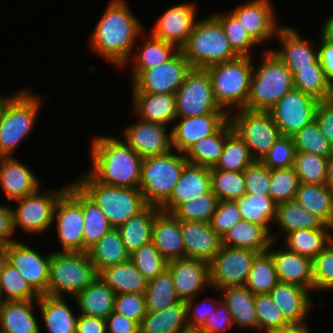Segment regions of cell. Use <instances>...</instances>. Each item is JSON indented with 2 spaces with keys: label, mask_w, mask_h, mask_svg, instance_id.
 I'll return each instance as SVG.
<instances>
[{
  "label": "cell",
  "mask_w": 333,
  "mask_h": 333,
  "mask_svg": "<svg viewBox=\"0 0 333 333\" xmlns=\"http://www.w3.org/2000/svg\"><path fill=\"white\" fill-rule=\"evenodd\" d=\"M125 0H112L91 34V47L115 66L125 67L142 35V25ZM129 58V59H128Z\"/></svg>",
  "instance_id": "6da1fadb"
},
{
  "label": "cell",
  "mask_w": 333,
  "mask_h": 333,
  "mask_svg": "<svg viewBox=\"0 0 333 333\" xmlns=\"http://www.w3.org/2000/svg\"><path fill=\"white\" fill-rule=\"evenodd\" d=\"M92 171L98 181L111 186L139 188L143 158L126 142L98 136L91 142Z\"/></svg>",
  "instance_id": "7a4b0ae2"
},
{
  "label": "cell",
  "mask_w": 333,
  "mask_h": 333,
  "mask_svg": "<svg viewBox=\"0 0 333 333\" xmlns=\"http://www.w3.org/2000/svg\"><path fill=\"white\" fill-rule=\"evenodd\" d=\"M103 211L113 228H118L148 205L139 188L111 186L84 173L74 182Z\"/></svg>",
  "instance_id": "3957f363"
},
{
  "label": "cell",
  "mask_w": 333,
  "mask_h": 333,
  "mask_svg": "<svg viewBox=\"0 0 333 333\" xmlns=\"http://www.w3.org/2000/svg\"><path fill=\"white\" fill-rule=\"evenodd\" d=\"M180 51L192 68L206 69L239 57L231 47L220 21L214 15L195 22Z\"/></svg>",
  "instance_id": "277c9868"
},
{
  "label": "cell",
  "mask_w": 333,
  "mask_h": 333,
  "mask_svg": "<svg viewBox=\"0 0 333 333\" xmlns=\"http://www.w3.org/2000/svg\"><path fill=\"white\" fill-rule=\"evenodd\" d=\"M259 67L253 66L250 92L244 109L269 111L287 92L294 88L292 73L270 49Z\"/></svg>",
  "instance_id": "5b68a950"
},
{
  "label": "cell",
  "mask_w": 333,
  "mask_h": 333,
  "mask_svg": "<svg viewBox=\"0 0 333 333\" xmlns=\"http://www.w3.org/2000/svg\"><path fill=\"white\" fill-rule=\"evenodd\" d=\"M98 273L88 252H53L49 264L47 294L73 297L83 291Z\"/></svg>",
  "instance_id": "8992f818"
},
{
  "label": "cell",
  "mask_w": 333,
  "mask_h": 333,
  "mask_svg": "<svg viewBox=\"0 0 333 333\" xmlns=\"http://www.w3.org/2000/svg\"><path fill=\"white\" fill-rule=\"evenodd\" d=\"M216 103L221 109H243L250 92L253 63L249 56L219 63L206 68ZM235 106V107H234Z\"/></svg>",
  "instance_id": "52a82bcc"
},
{
  "label": "cell",
  "mask_w": 333,
  "mask_h": 333,
  "mask_svg": "<svg viewBox=\"0 0 333 333\" xmlns=\"http://www.w3.org/2000/svg\"><path fill=\"white\" fill-rule=\"evenodd\" d=\"M187 163L184 153L172 150L143 159L139 189L147 205L160 208L169 199Z\"/></svg>",
  "instance_id": "ba28073f"
},
{
  "label": "cell",
  "mask_w": 333,
  "mask_h": 333,
  "mask_svg": "<svg viewBox=\"0 0 333 333\" xmlns=\"http://www.w3.org/2000/svg\"><path fill=\"white\" fill-rule=\"evenodd\" d=\"M40 99L24 90L16 93L6 105L0 118V157L12 156L14 149L31 133L41 105Z\"/></svg>",
  "instance_id": "9c48e42d"
},
{
  "label": "cell",
  "mask_w": 333,
  "mask_h": 333,
  "mask_svg": "<svg viewBox=\"0 0 333 333\" xmlns=\"http://www.w3.org/2000/svg\"><path fill=\"white\" fill-rule=\"evenodd\" d=\"M229 116L233 130L250 149L255 160L261 161L275 142L282 136L269 111L239 109Z\"/></svg>",
  "instance_id": "30bf717a"
},
{
  "label": "cell",
  "mask_w": 333,
  "mask_h": 333,
  "mask_svg": "<svg viewBox=\"0 0 333 333\" xmlns=\"http://www.w3.org/2000/svg\"><path fill=\"white\" fill-rule=\"evenodd\" d=\"M175 100L177 117L228 113L216 103L210 75L202 68H191L175 93Z\"/></svg>",
  "instance_id": "8fae6325"
},
{
  "label": "cell",
  "mask_w": 333,
  "mask_h": 333,
  "mask_svg": "<svg viewBox=\"0 0 333 333\" xmlns=\"http://www.w3.org/2000/svg\"><path fill=\"white\" fill-rule=\"evenodd\" d=\"M67 187L48 194L40 193L39 189L28 196L14 200L18 207L12 208L13 229L18 227L27 233L40 234L47 231L53 223L54 207Z\"/></svg>",
  "instance_id": "7c38bea8"
},
{
  "label": "cell",
  "mask_w": 333,
  "mask_h": 333,
  "mask_svg": "<svg viewBox=\"0 0 333 333\" xmlns=\"http://www.w3.org/2000/svg\"><path fill=\"white\" fill-rule=\"evenodd\" d=\"M257 251L222 245L210 262L211 287L219 291L228 287L243 286Z\"/></svg>",
  "instance_id": "4fadbf2b"
},
{
  "label": "cell",
  "mask_w": 333,
  "mask_h": 333,
  "mask_svg": "<svg viewBox=\"0 0 333 333\" xmlns=\"http://www.w3.org/2000/svg\"><path fill=\"white\" fill-rule=\"evenodd\" d=\"M318 103L315 98L293 88L269 112L281 134L292 136L315 120Z\"/></svg>",
  "instance_id": "5bb4252c"
},
{
  "label": "cell",
  "mask_w": 333,
  "mask_h": 333,
  "mask_svg": "<svg viewBox=\"0 0 333 333\" xmlns=\"http://www.w3.org/2000/svg\"><path fill=\"white\" fill-rule=\"evenodd\" d=\"M179 50L169 61L145 69L134 81L133 92L175 94L191 70Z\"/></svg>",
  "instance_id": "9a60e30c"
},
{
  "label": "cell",
  "mask_w": 333,
  "mask_h": 333,
  "mask_svg": "<svg viewBox=\"0 0 333 333\" xmlns=\"http://www.w3.org/2000/svg\"><path fill=\"white\" fill-rule=\"evenodd\" d=\"M55 219L62 252H84L83 208L67 191L55 204L53 221Z\"/></svg>",
  "instance_id": "2e32d148"
},
{
  "label": "cell",
  "mask_w": 333,
  "mask_h": 333,
  "mask_svg": "<svg viewBox=\"0 0 333 333\" xmlns=\"http://www.w3.org/2000/svg\"><path fill=\"white\" fill-rule=\"evenodd\" d=\"M51 255L41 256L18 241L7 245V262L22 274L39 296L47 294Z\"/></svg>",
  "instance_id": "e0dca14e"
},
{
  "label": "cell",
  "mask_w": 333,
  "mask_h": 333,
  "mask_svg": "<svg viewBox=\"0 0 333 333\" xmlns=\"http://www.w3.org/2000/svg\"><path fill=\"white\" fill-rule=\"evenodd\" d=\"M162 124L146 121L140 118L136 124L125 128L123 134L126 143L143 159L164 155L172 150L171 130Z\"/></svg>",
  "instance_id": "ac0fdd59"
},
{
  "label": "cell",
  "mask_w": 333,
  "mask_h": 333,
  "mask_svg": "<svg viewBox=\"0 0 333 333\" xmlns=\"http://www.w3.org/2000/svg\"><path fill=\"white\" fill-rule=\"evenodd\" d=\"M176 294L180 301L194 299L200 290L210 286V263L190 258L169 261L167 264Z\"/></svg>",
  "instance_id": "d6986e66"
},
{
  "label": "cell",
  "mask_w": 333,
  "mask_h": 333,
  "mask_svg": "<svg viewBox=\"0 0 333 333\" xmlns=\"http://www.w3.org/2000/svg\"><path fill=\"white\" fill-rule=\"evenodd\" d=\"M196 6L183 3L170 7L158 18L151 35L179 49L186 43L196 22Z\"/></svg>",
  "instance_id": "ffe728a7"
},
{
  "label": "cell",
  "mask_w": 333,
  "mask_h": 333,
  "mask_svg": "<svg viewBox=\"0 0 333 333\" xmlns=\"http://www.w3.org/2000/svg\"><path fill=\"white\" fill-rule=\"evenodd\" d=\"M229 113H208L193 117H177L179 123L171 128L172 147L186 153L192 145L213 134L228 118Z\"/></svg>",
  "instance_id": "44dd1931"
},
{
  "label": "cell",
  "mask_w": 333,
  "mask_h": 333,
  "mask_svg": "<svg viewBox=\"0 0 333 333\" xmlns=\"http://www.w3.org/2000/svg\"><path fill=\"white\" fill-rule=\"evenodd\" d=\"M275 11L269 0H252L233 10V14L247 29L249 35L258 43L276 37L278 26Z\"/></svg>",
  "instance_id": "7402d4cb"
},
{
  "label": "cell",
  "mask_w": 333,
  "mask_h": 333,
  "mask_svg": "<svg viewBox=\"0 0 333 333\" xmlns=\"http://www.w3.org/2000/svg\"><path fill=\"white\" fill-rule=\"evenodd\" d=\"M210 190V168L187 163L169 199L160 207V210L172 214L182 203L196 199Z\"/></svg>",
  "instance_id": "603a6c76"
},
{
  "label": "cell",
  "mask_w": 333,
  "mask_h": 333,
  "mask_svg": "<svg viewBox=\"0 0 333 333\" xmlns=\"http://www.w3.org/2000/svg\"><path fill=\"white\" fill-rule=\"evenodd\" d=\"M185 258L210 263L222 246L220 237L210 223L180 220Z\"/></svg>",
  "instance_id": "cb8c5ba5"
},
{
  "label": "cell",
  "mask_w": 333,
  "mask_h": 333,
  "mask_svg": "<svg viewBox=\"0 0 333 333\" xmlns=\"http://www.w3.org/2000/svg\"><path fill=\"white\" fill-rule=\"evenodd\" d=\"M273 243L274 241L271 242L267 252L272 256L274 261L278 280L313 291L312 260L290 251L286 247L271 250Z\"/></svg>",
  "instance_id": "d4e9b609"
},
{
  "label": "cell",
  "mask_w": 333,
  "mask_h": 333,
  "mask_svg": "<svg viewBox=\"0 0 333 333\" xmlns=\"http://www.w3.org/2000/svg\"><path fill=\"white\" fill-rule=\"evenodd\" d=\"M0 185L8 201L23 198L40 189L32 170L13 156L0 157Z\"/></svg>",
  "instance_id": "484cf974"
},
{
  "label": "cell",
  "mask_w": 333,
  "mask_h": 333,
  "mask_svg": "<svg viewBox=\"0 0 333 333\" xmlns=\"http://www.w3.org/2000/svg\"><path fill=\"white\" fill-rule=\"evenodd\" d=\"M152 242L168 262L185 258L180 220L173 214L160 211L155 216Z\"/></svg>",
  "instance_id": "4316f807"
},
{
  "label": "cell",
  "mask_w": 333,
  "mask_h": 333,
  "mask_svg": "<svg viewBox=\"0 0 333 333\" xmlns=\"http://www.w3.org/2000/svg\"><path fill=\"white\" fill-rule=\"evenodd\" d=\"M133 107L146 121L168 126L177 118L175 94L132 92Z\"/></svg>",
  "instance_id": "83f0119b"
},
{
  "label": "cell",
  "mask_w": 333,
  "mask_h": 333,
  "mask_svg": "<svg viewBox=\"0 0 333 333\" xmlns=\"http://www.w3.org/2000/svg\"><path fill=\"white\" fill-rule=\"evenodd\" d=\"M83 208L84 252L96 244L113 227L103 211L74 182L66 190Z\"/></svg>",
  "instance_id": "f1b7e54d"
},
{
  "label": "cell",
  "mask_w": 333,
  "mask_h": 333,
  "mask_svg": "<svg viewBox=\"0 0 333 333\" xmlns=\"http://www.w3.org/2000/svg\"><path fill=\"white\" fill-rule=\"evenodd\" d=\"M310 290L295 284L278 282L270 291L284 318L290 322H303L311 307Z\"/></svg>",
  "instance_id": "f546056e"
},
{
  "label": "cell",
  "mask_w": 333,
  "mask_h": 333,
  "mask_svg": "<svg viewBox=\"0 0 333 333\" xmlns=\"http://www.w3.org/2000/svg\"><path fill=\"white\" fill-rule=\"evenodd\" d=\"M276 36L282 43V49L272 50L287 68L312 67L318 59V49L314 51L308 41H304L299 33L287 26H282Z\"/></svg>",
  "instance_id": "4dcf8cb0"
},
{
  "label": "cell",
  "mask_w": 333,
  "mask_h": 333,
  "mask_svg": "<svg viewBox=\"0 0 333 333\" xmlns=\"http://www.w3.org/2000/svg\"><path fill=\"white\" fill-rule=\"evenodd\" d=\"M275 240V233L273 235L265 227L242 219L225 233L222 245L263 253Z\"/></svg>",
  "instance_id": "1f68e13d"
},
{
  "label": "cell",
  "mask_w": 333,
  "mask_h": 333,
  "mask_svg": "<svg viewBox=\"0 0 333 333\" xmlns=\"http://www.w3.org/2000/svg\"><path fill=\"white\" fill-rule=\"evenodd\" d=\"M34 300L0 302V333H40Z\"/></svg>",
  "instance_id": "d6a6232c"
},
{
  "label": "cell",
  "mask_w": 333,
  "mask_h": 333,
  "mask_svg": "<svg viewBox=\"0 0 333 333\" xmlns=\"http://www.w3.org/2000/svg\"><path fill=\"white\" fill-rule=\"evenodd\" d=\"M116 293L98 276L74 298L80 314L106 319L114 311Z\"/></svg>",
  "instance_id": "836d02e7"
},
{
  "label": "cell",
  "mask_w": 333,
  "mask_h": 333,
  "mask_svg": "<svg viewBox=\"0 0 333 333\" xmlns=\"http://www.w3.org/2000/svg\"><path fill=\"white\" fill-rule=\"evenodd\" d=\"M35 304L49 333H76L78 316L73 314L63 296L42 295Z\"/></svg>",
  "instance_id": "e575fe53"
},
{
  "label": "cell",
  "mask_w": 333,
  "mask_h": 333,
  "mask_svg": "<svg viewBox=\"0 0 333 333\" xmlns=\"http://www.w3.org/2000/svg\"><path fill=\"white\" fill-rule=\"evenodd\" d=\"M233 131L229 118L211 135L197 141L185 153L188 163L214 167L222 154L226 137Z\"/></svg>",
  "instance_id": "d590c367"
},
{
  "label": "cell",
  "mask_w": 333,
  "mask_h": 333,
  "mask_svg": "<svg viewBox=\"0 0 333 333\" xmlns=\"http://www.w3.org/2000/svg\"><path fill=\"white\" fill-rule=\"evenodd\" d=\"M160 211V208L148 205L138 215L118 227L122 242L129 254L152 241L155 216Z\"/></svg>",
  "instance_id": "8d00e7d4"
},
{
  "label": "cell",
  "mask_w": 333,
  "mask_h": 333,
  "mask_svg": "<svg viewBox=\"0 0 333 333\" xmlns=\"http://www.w3.org/2000/svg\"><path fill=\"white\" fill-rule=\"evenodd\" d=\"M188 327L185 301L157 312H147L140 324V333H181Z\"/></svg>",
  "instance_id": "74e56055"
},
{
  "label": "cell",
  "mask_w": 333,
  "mask_h": 333,
  "mask_svg": "<svg viewBox=\"0 0 333 333\" xmlns=\"http://www.w3.org/2000/svg\"><path fill=\"white\" fill-rule=\"evenodd\" d=\"M98 276L116 293L144 294L148 281L130 261L101 270Z\"/></svg>",
  "instance_id": "f35d334b"
},
{
  "label": "cell",
  "mask_w": 333,
  "mask_h": 333,
  "mask_svg": "<svg viewBox=\"0 0 333 333\" xmlns=\"http://www.w3.org/2000/svg\"><path fill=\"white\" fill-rule=\"evenodd\" d=\"M220 292H224L222 300L231 312L234 325L241 329L248 327L258 330L254 295L251 291L243 285L221 289Z\"/></svg>",
  "instance_id": "ab89813d"
},
{
  "label": "cell",
  "mask_w": 333,
  "mask_h": 333,
  "mask_svg": "<svg viewBox=\"0 0 333 333\" xmlns=\"http://www.w3.org/2000/svg\"><path fill=\"white\" fill-rule=\"evenodd\" d=\"M295 201L333 227V190L329 186L300 183Z\"/></svg>",
  "instance_id": "60d3db41"
},
{
  "label": "cell",
  "mask_w": 333,
  "mask_h": 333,
  "mask_svg": "<svg viewBox=\"0 0 333 333\" xmlns=\"http://www.w3.org/2000/svg\"><path fill=\"white\" fill-rule=\"evenodd\" d=\"M97 273L129 260V253L122 242L118 228H112L88 250Z\"/></svg>",
  "instance_id": "b9f144b4"
},
{
  "label": "cell",
  "mask_w": 333,
  "mask_h": 333,
  "mask_svg": "<svg viewBox=\"0 0 333 333\" xmlns=\"http://www.w3.org/2000/svg\"><path fill=\"white\" fill-rule=\"evenodd\" d=\"M274 221L285 234L298 229L333 228L317 215L300 206L295 200L277 204Z\"/></svg>",
  "instance_id": "7bdbcfd3"
},
{
  "label": "cell",
  "mask_w": 333,
  "mask_h": 333,
  "mask_svg": "<svg viewBox=\"0 0 333 333\" xmlns=\"http://www.w3.org/2000/svg\"><path fill=\"white\" fill-rule=\"evenodd\" d=\"M329 229H298L286 235L285 247L313 260L333 240Z\"/></svg>",
  "instance_id": "ee69618b"
},
{
  "label": "cell",
  "mask_w": 333,
  "mask_h": 333,
  "mask_svg": "<svg viewBox=\"0 0 333 333\" xmlns=\"http://www.w3.org/2000/svg\"><path fill=\"white\" fill-rule=\"evenodd\" d=\"M293 75L294 88L310 95L316 100H329L331 95V84L325 76L319 58L312 67L288 68Z\"/></svg>",
  "instance_id": "f6af8a7d"
},
{
  "label": "cell",
  "mask_w": 333,
  "mask_h": 333,
  "mask_svg": "<svg viewBox=\"0 0 333 333\" xmlns=\"http://www.w3.org/2000/svg\"><path fill=\"white\" fill-rule=\"evenodd\" d=\"M142 45L141 51L134 54L132 82L147 68H152L169 61L180 49L169 42L157 39L152 35Z\"/></svg>",
  "instance_id": "bcb514c9"
},
{
  "label": "cell",
  "mask_w": 333,
  "mask_h": 333,
  "mask_svg": "<svg viewBox=\"0 0 333 333\" xmlns=\"http://www.w3.org/2000/svg\"><path fill=\"white\" fill-rule=\"evenodd\" d=\"M144 296L147 312L161 311L180 301L168 268L148 281Z\"/></svg>",
  "instance_id": "7dc6e473"
},
{
  "label": "cell",
  "mask_w": 333,
  "mask_h": 333,
  "mask_svg": "<svg viewBox=\"0 0 333 333\" xmlns=\"http://www.w3.org/2000/svg\"><path fill=\"white\" fill-rule=\"evenodd\" d=\"M234 202L243 220L259 224L271 233L269 222L275 220L277 204L270 196L246 193Z\"/></svg>",
  "instance_id": "c3c4849f"
},
{
  "label": "cell",
  "mask_w": 333,
  "mask_h": 333,
  "mask_svg": "<svg viewBox=\"0 0 333 333\" xmlns=\"http://www.w3.org/2000/svg\"><path fill=\"white\" fill-rule=\"evenodd\" d=\"M278 282L272 256L267 251L259 253L252 263L245 287L253 295L270 293Z\"/></svg>",
  "instance_id": "681fc988"
},
{
  "label": "cell",
  "mask_w": 333,
  "mask_h": 333,
  "mask_svg": "<svg viewBox=\"0 0 333 333\" xmlns=\"http://www.w3.org/2000/svg\"><path fill=\"white\" fill-rule=\"evenodd\" d=\"M254 161L248 146L233 130L226 137L222 154L214 168L223 171H244Z\"/></svg>",
  "instance_id": "f907efd6"
},
{
  "label": "cell",
  "mask_w": 333,
  "mask_h": 333,
  "mask_svg": "<svg viewBox=\"0 0 333 333\" xmlns=\"http://www.w3.org/2000/svg\"><path fill=\"white\" fill-rule=\"evenodd\" d=\"M211 191L219 201H234L246 194L244 171H223L210 168Z\"/></svg>",
  "instance_id": "816d5d0a"
},
{
  "label": "cell",
  "mask_w": 333,
  "mask_h": 333,
  "mask_svg": "<svg viewBox=\"0 0 333 333\" xmlns=\"http://www.w3.org/2000/svg\"><path fill=\"white\" fill-rule=\"evenodd\" d=\"M39 297L22 274L7 262L0 277V302L33 299L37 301Z\"/></svg>",
  "instance_id": "f5cc1de1"
},
{
  "label": "cell",
  "mask_w": 333,
  "mask_h": 333,
  "mask_svg": "<svg viewBox=\"0 0 333 333\" xmlns=\"http://www.w3.org/2000/svg\"><path fill=\"white\" fill-rule=\"evenodd\" d=\"M293 167L300 183L326 184L327 157L297 151Z\"/></svg>",
  "instance_id": "db71d44e"
},
{
  "label": "cell",
  "mask_w": 333,
  "mask_h": 333,
  "mask_svg": "<svg viewBox=\"0 0 333 333\" xmlns=\"http://www.w3.org/2000/svg\"><path fill=\"white\" fill-rule=\"evenodd\" d=\"M218 197L210 190L206 194L182 203L172 214L179 220L209 223L218 206Z\"/></svg>",
  "instance_id": "11a10c76"
},
{
  "label": "cell",
  "mask_w": 333,
  "mask_h": 333,
  "mask_svg": "<svg viewBox=\"0 0 333 333\" xmlns=\"http://www.w3.org/2000/svg\"><path fill=\"white\" fill-rule=\"evenodd\" d=\"M214 16L220 21L233 50L239 56L252 57L250 49L258 43L249 35L232 11L229 14L217 13Z\"/></svg>",
  "instance_id": "9f6ffc18"
},
{
  "label": "cell",
  "mask_w": 333,
  "mask_h": 333,
  "mask_svg": "<svg viewBox=\"0 0 333 333\" xmlns=\"http://www.w3.org/2000/svg\"><path fill=\"white\" fill-rule=\"evenodd\" d=\"M299 185L294 167L270 169V197L276 204L295 200Z\"/></svg>",
  "instance_id": "6f0895ef"
},
{
  "label": "cell",
  "mask_w": 333,
  "mask_h": 333,
  "mask_svg": "<svg viewBox=\"0 0 333 333\" xmlns=\"http://www.w3.org/2000/svg\"><path fill=\"white\" fill-rule=\"evenodd\" d=\"M296 151L328 157L333 147L320 131L318 122L313 120L292 135Z\"/></svg>",
  "instance_id": "680465c9"
},
{
  "label": "cell",
  "mask_w": 333,
  "mask_h": 333,
  "mask_svg": "<svg viewBox=\"0 0 333 333\" xmlns=\"http://www.w3.org/2000/svg\"><path fill=\"white\" fill-rule=\"evenodd\" d=\"M129 260L147 281L163 272L168 264V261L160 254L152 241L133 251L129 255Z\"/></svg>",
  "instance_id": "91938a15"
},
{
  "label": "cell",
  "mask_w": 333,
  "mask_h": 333,
  "mask_svg": "<svg viewBox=\"0 0 333 333\" xmlns=\"http://www.w3.org/2000/svg\"><path fill=\"white\" fill-rule=\"evenodd\" d=\"M254 307L257 314L258 330H264V333H273L289 323L269 293L255 294Z\"/></svg>",
  "instance_id": "94428289"
},
{
  "label": "cell",
  "mask_w": 333,
  "mask_h": 333,
  "mask_svg": "<svg viewBox=\"0 0 333 333\" xmlns=\"http://www.w3.org/2000/svg\"><path fill=\"white\" fill-rule=\"evenodd\" d=\"M312 270L313 291L333 289V240L312 260Z\"/></svg>",
  "instance_id": "6125c7cd"
},
{
  "label": "cell",
  "mask_w": 333,
  "mask_h": 333,
  "mask_svg": "<svg viewBox=\"0 0 333 333\" xmlns=\"http://www.w3.org/2000/svg\"><path fill=\"white\" fill-rule=\"evenodd\" d=\"M296 152L292 136L282 135L261 162L269 169L293 167Z\"/></svg>",
  "instance_id": "be15d7a7"
},
{
  "label": "cell",
  "mask_w": 333,
  "mask_h": 333,
  "mask_svg": "<svg viewBox=\"0 0 333 333\" xmlns=\"http://www.w3.org/2000/svg\"><path fill=\"white\" fill-rule=\"evenodd\" d=\"M246 193L270 196V169L255 160L244 170Z\"/></svg>",
  "instance_id": "e7e4bbea"
},
{
  "label": "cell",
  "mask_w": 333,
  "mask_h": 333,
  "mask_svg": "<svg viewBox=\"0 0 333 333\" xmlns=\"http://www.w3.org/2000/svg\"><path fill=\"white\" fill-rule=\"evenodd\" d=\"M114 312L141 324L146 315L144 294L124 293L115 295Z\"/></svg>",
  "instance_id": "03108f58"
},
{
  "label": "cell",
  "mask_w": 333,
  "mask_h": 333,
  "mask_svg": "<svg viewBox=\"0 0 333 333\" xmlns=\"http://www.w3.org/2000/svg\"><path fill=\"white\" fill-rule=\"evenodd\" d=\"M241 220V212L234 201H219L209 223L214 231L223 237L234 224Z\"/></svg>",
  "instance_id": "003e7915"
},
{
  "label": "cell",
  "mask_w": 333,
  "mask_h": 333,
  "mask_svg": "<svg viewBox=\"0 0 333 333\" xmlns=\"http://www.w3.org/2000/svg\"><path fill=\"white\" fill-rule=\"evenodd\" d=\"M219 305L220 309L217 306L216 310L212 312V315L207 318L205 324L201 327L207 333H224L226 329H229L227 327L234 324L231 312L222 299Z\"/></svg>",
  "instance_id": "a7ac6f4b"
},
{
  "label": "cell",
  "mask_w": 333,
  "mask_h": 333,
  "mask_svg": "<svg viewBox=\"0 0 333 333\" xmlns=\"http://www.w3.org/2000/svg\"><path fill=\"white\" fill-rule=\"evenodd\" d=\"M315 120L318 122L323 136L333 147V102L330 99L318 103Z\"/></svg>",
  "instance_id": "89a4df30"
},
{
  "label": "cell",
  "mask_w": 333,
  "mask_h": 333,
  "mask_svg": "<svg viewBox=\"0 0 333 333\" xmlns=\"http://www.w3.org/2000/svg\"><path fill=\"white\" fill-rule=\"evenodd\" d=\"M196 300V297L194 299L186 301V307H187V322L189 327H202L205 324V321L209 316L212 315V312L216 310L217 305L219 306L217 300L214 302L216 304L214 306L212 299L209 301V306H199L198 304H194ZM201 307V308H200ZM205 307V308H204ZM209 307V308H208ZM208 308V309H207Z\"/></svg>",
  "instance_id": "2644e50d"
},
{
  "label": "cell",
  "mask_w": 333,
  "mask_h": 333,
  "mask_svg": "<svg viewBox=\"0 0 333 333\" xmlns=\"http://www.w3.org/2000/svg\"><path fill=\"white\" fill-rule=\"evenodd\" d=\"M107 333H140V325L126 316L112 312L106 318Z\"/></svg>",
  "instance_id": "8c879c8a"
},
{
  "label": "cell",
  "mask_w": 333,
  "mask_h": 333,
  "mask_svg": "<svg viewBox=\"0 0 333 333\" xmlns=\"http://www.w3.org/2000/svg\"><path fill=\"white\" fill-rule=\"evenodd\" d=\"M318 45V58L329 83L333 84V41L320 38Z\"/></svg>",
  "instance_id": "753ad0ef"
},
{
  "label": "cell",
  "mask_w": 333,
  "mask_h": 333,
  "mask_svg": "<svg viewBox=\"0 0 333 333\" xmlns=\"http://www.w3.org/2000/svg\"><path fill=\"white\" fill-rule=\"evenodd\" d=\"M12 234H14L12 208L0 205V244L9 245L15 242L16 240L11 238Z\"/></svg>",
  "instance_id": "34e18365"
},
{
  "label": "cell",
  "mask_w": 333,
  "mask_h": 333,
  "mask_svg": "<svg viewBox=\"0 0 333 333\" xmlns=\"http://www.w3.org/2000/svg\"><path fill=\"white\" fill-rule=\"evenodd\" d=\"M76 333H107L106 319L80 314L77 320Z\"/></svg>",
  "instance_id": "11e5206c"
},
{
  "label": "cell",
  "mask_w": 333,
  "mask_h": 333,
  "mask_svg": "<svg viewBox=\"0 0 333 333\" xmlns=\"http://www.w3.org/2000/svg\"><path fill=\"white\" fill-rule=\"evenodd\" d=\"M273 333H309L304 322H290Z\"/></svg>",
  "instance_id": "2a66077c"
},
{
  "label": "cell",
  "mask_w": 333,
  "mask_h": 333,
  "mask_svg": "<svg viewBox=\"0 0 333 333\" xmlns=\"http://www.w3.org/2000/svg\"><path fill=\"white\" fill-rule=\"evenodd\" d=\"M320 35L323 40L333 41V15L324 22Z\"/></svg>",
  "instance_id": "b9fcfbb0"
},
{
  "label": "cell",
  "mask_w": 333,
  "mask_h": 333,
  "mask_svg": "<svg viewBox=\"0 0 333 333\" xmlns=\"http://www.w3.org/2000/svg\"><path fill=\"white\" fill-rule=\"evenodd\" d=\"M326 185L333 190V150L327 157V181Z\"/></svg>",
  "instance_id": "09005b40"
},
{
  "label": "cell",
  "mask_w": 333,
  "mask_h": 333,
  "mask_svg": "<svg viewBox=\"0 0 333 333\" xmlns=\"http://www.w3.org/2000/svg\"><path fill=\"white\" fill-rule=\"evenodd\" d=\"M6 263H7V245L0 244V277L2 275V271Z\"/></svg>",
  "instance_id": "979ff035"
},
{
  "label": "cell",
  "mask_w": 333,
  "mask_h": 333,
  "mask_svg": "<svg viewBox=\"0 0 333 333\" xmlns=\"http://www.w3.org/2000/svg\"><path fill=\"white\" fill-rule=\"evenodd\" d=\"M15 95H13L12 97H7L4 98L3 96H0V118L2 117L3 111L6 107V105L9 103V101L14 97Z\"/></svg>",
  "instance_id": "deb4b68c"
},
{
  "label": "cell",
  "mask_w": 333,
  "mask_h": 333,
  "mask_svg": "<svg viewBox=\"0 0 333 333\" xmlns=\"http://www.w3.org/2000/svg\"><path fill=\"white\" fill-rule=\"evenodd\" d=\"M181 333H207L203 328L200 327H187Z\"/></svg>",
  "instance_id": "67dfc351"
},
{
  "label": "cell",
  "mask_w": 333,
  "mask_h": 333,
  "mask_svg": "<svg viewBox=\"0 0 333 333\" xmlns=\"http://www.w3.org/2000/svg\"><path fill=\"white\" fill-rule=\"evenodd\" d=\"M329 99L333 102V84L331 85V95Z\"/></svg>",
  "instance_id": "b62a3aed"
}]
</instances>
